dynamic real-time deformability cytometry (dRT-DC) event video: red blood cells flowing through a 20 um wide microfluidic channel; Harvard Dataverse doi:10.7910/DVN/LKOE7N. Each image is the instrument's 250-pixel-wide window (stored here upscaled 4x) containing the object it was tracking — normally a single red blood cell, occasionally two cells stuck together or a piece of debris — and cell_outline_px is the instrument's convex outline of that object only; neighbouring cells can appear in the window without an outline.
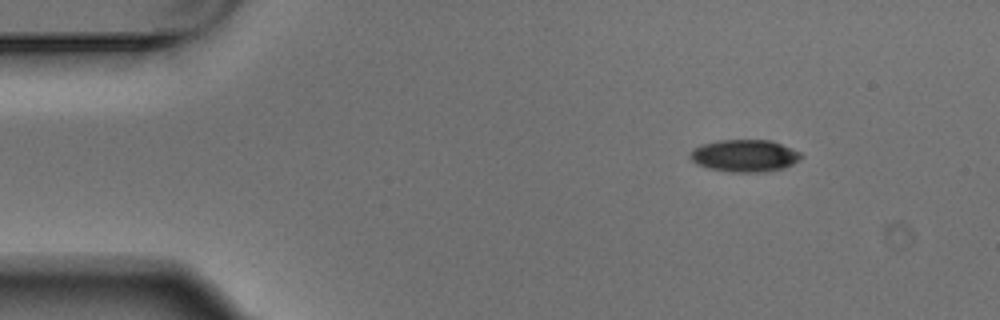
{"species": "Egyptian fruit bat (a non-hibernating species)", "species_latin": "Rousettus aegyptiacus", "temperature_condition": "warm", "stored_images_in_passage": 3, "camera_frame_rate_fps": 3000, "um_per_image_px": 0.085, "animal": {"sex": "male"}, "frame": {"image": 1, "passage_image": 1, "time_ms": 0.0, "image_size_px": [1000, 320], "cell_outline_px": [[804, 156], [792, 164], [784, 168], [764, 172], [732, 172], [708, 168], [696, 164], [688, 156], [688, 152], [692, 148], [700, 144], [716, 140], [772, 140], [800, 152]], "centroid_in_image_um": [63.24, 13.23], "position_along_channel_um": 21.8, "area_um2": 21.1}}
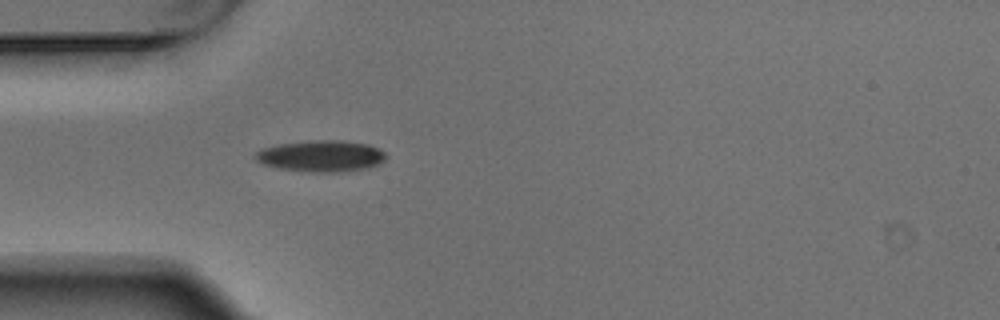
{"frame": {"image": 2, "passage_image": 3, "time_ms": 0.667, "image_size_px": [1000, 320], "cell_outline_px": [[388, 156], [380, 164], [368, 168], [340, 172], [308, 172], [276, 168], [260, 164], [256, 160], [256, 152], [260, 148], [280, 144], [320, 140], [340, 140], [368, 144], [384, 152]], "centroid_in_image_um": [27.29, 13.28], "position_along_channel_um": 57.7, "area_um2": 23.99}}